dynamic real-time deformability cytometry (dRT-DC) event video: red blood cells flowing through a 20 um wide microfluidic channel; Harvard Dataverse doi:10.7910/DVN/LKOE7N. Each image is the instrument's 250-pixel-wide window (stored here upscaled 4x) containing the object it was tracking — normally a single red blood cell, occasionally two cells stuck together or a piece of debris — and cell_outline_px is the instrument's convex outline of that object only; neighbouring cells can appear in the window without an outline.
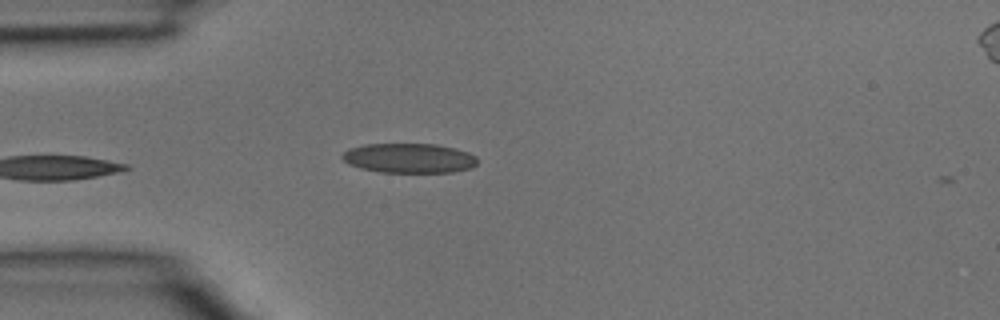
{"species": "common noctule bat (a hibernating species)", "species_latin": "Nyctalus noctula", "temperature_condition": "room temperature", "stored_images_in_passage": 29, "camera_frame_rate_fps": 3000, "um_per_image_px": 0.085, "animal": {"sex": "male", "body_mass_g": 15.6}, "frame": {"image": 1, "passage_image": 1, "time_ms": 0.0, "image_size_px": [1000, 320], "cell_outline_px": [[476, 164], [472, 168], [452, 172], [380, 172], [360, 168], [348, 164], [340, 156], [348, 148], [364, 144], [436, 144], [456, 148], [468, 152], [476, 156]], "centroid_in_image_um": [34.76, 13.44], "position_along_channel_um": 50.2, "area_um2": 23.47}}
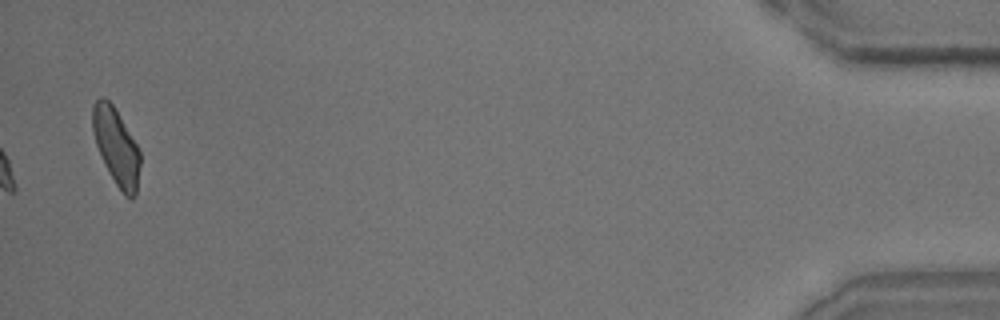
{"frame": {"image": 2, "passage_image": 29, "time_ms": 9.333, "image_size_px": [1000, 320], "cell_outline_px": [[140, 164], [136, 196], [132, 200], [124, 196], [116, 184], [104, 164], [96, 144], [92, 128], [92, 108], [96, 100], [100, 96], [104, 96], [112, 104], [136, 144], [140, 152]], "centroid_in_image_um": [9.88, 12.5], "position_along_channel_um": 425.3, "area_um2": 21.1}}